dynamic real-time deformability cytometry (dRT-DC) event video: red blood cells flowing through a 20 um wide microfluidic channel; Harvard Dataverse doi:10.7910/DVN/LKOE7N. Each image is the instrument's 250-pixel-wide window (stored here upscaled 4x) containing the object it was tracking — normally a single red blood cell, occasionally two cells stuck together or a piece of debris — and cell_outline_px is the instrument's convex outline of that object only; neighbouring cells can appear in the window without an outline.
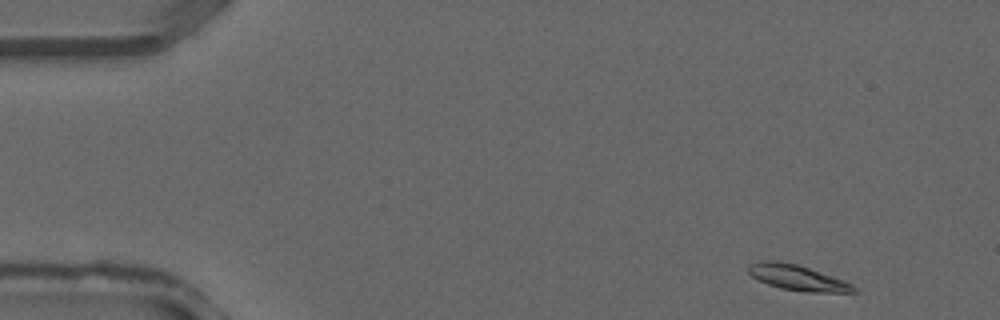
{"species": "common noctule bat (a hibernating species)", "species_latin": "Nyctalus noctula", "temperature_condition": "warm", "stored_images_in_passage": 6, "camera_frame_rate_fps": 3000, "um_per_image_px": 0.085, "animal": {"sex": "male", "forearm_length_mm": 52.5}, "frame": {"image": 1, "passage_image": 1, "time_ms": 0.0, "image_size_px": [1000, 320], "cell_outline_px": [[856, 292], [804, 292], [780, 288], [768, 284], [752, 276], [748, 272], [748, 268], [752, 264], [760, 260], [776, 260], [796, 264], [844, 280], [852, 284], [856, 288]], "centroid_in_image_um": [67.78, 23.6], "position_along_channel_um": 17.2, "area_um2": 15.43}}